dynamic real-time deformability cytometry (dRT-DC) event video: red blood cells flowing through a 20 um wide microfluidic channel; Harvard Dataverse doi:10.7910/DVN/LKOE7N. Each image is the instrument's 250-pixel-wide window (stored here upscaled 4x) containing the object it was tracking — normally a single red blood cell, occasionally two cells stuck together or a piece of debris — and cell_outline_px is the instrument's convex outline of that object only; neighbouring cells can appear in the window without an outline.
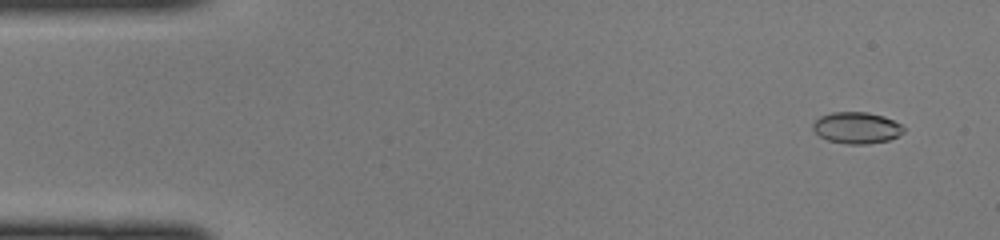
{"species": "common noctule bat (a hibernating species)", "species_latin": "Nyctalus noctula", "temperature_condition": "cold", "stored_images_in_passage": 47, "camera_frame_rate_fps": 3000, "um_per_image_px": 0.085, "animal": {"sex": "female", "body_mass_g": 22.0, "forearm_length_mm": 56.7}, "frame": {"image": 1, "passage_image": 3, "time_ms": 0.667, "image_size_px": [1000, 240], "cell_outline_px": [[904, 132], [888, 140], [864, 144], [848, 144], [828, 140], [820, 136], [812, 128], [812, 124], [820, 116], [832, 112], [868, 112], [884, 116], [900, 124], [904, 128]], "centroid_in_image_um": [72.8, 10.85], "position_along_channel_um": 12.2, "area_um2": 16.47}}
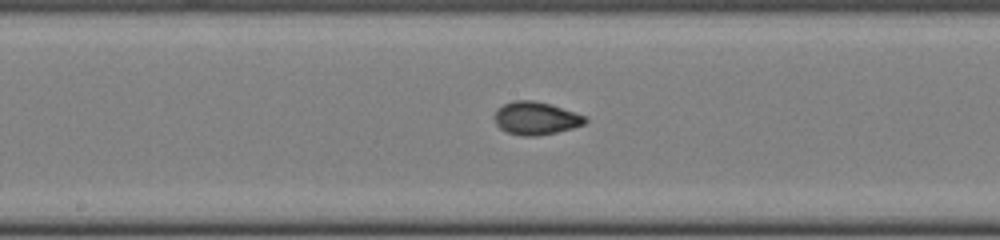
{"frame": {"image": 2, "passage_image": 24, "time_ms": 7.667, "image_size_px": [1000, 240], "cell_outline_px": [[588, 120], [584, 124], [572, 128], [556, 132], [536, 136], [524, 136], [508, 132], [500, 128], [496, 124], [496, 112], [504, 104], [512, 100], [532, 100], [552, 104], [584, 116]], "centroid_in_image_um": [45.56, 10.04], "position_along_channel_um": 202.6, "area_um2": 17.11}}
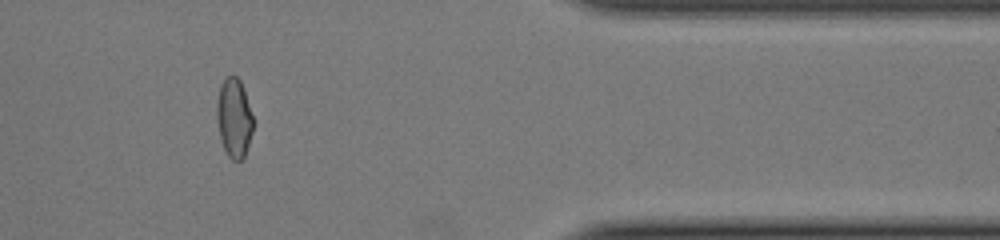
{"frame": {"image": 3, "passage_image": 39, "time_ms": 12.667, "image_size_px": [1000, 240], "cell_outline_px": [[252, 132], [244, 156], [240, 160], [232, 160], [228, 156], [224, 148], [220, 136], [216, 120], [216, 104], [220, 84], [228, 76], [236, 76], [240, 80], [252, 116]], "centroid_in_image_um": [19.86, 10.02], "position_along_channel_um": 391.5, "area_um2": 16.42}}